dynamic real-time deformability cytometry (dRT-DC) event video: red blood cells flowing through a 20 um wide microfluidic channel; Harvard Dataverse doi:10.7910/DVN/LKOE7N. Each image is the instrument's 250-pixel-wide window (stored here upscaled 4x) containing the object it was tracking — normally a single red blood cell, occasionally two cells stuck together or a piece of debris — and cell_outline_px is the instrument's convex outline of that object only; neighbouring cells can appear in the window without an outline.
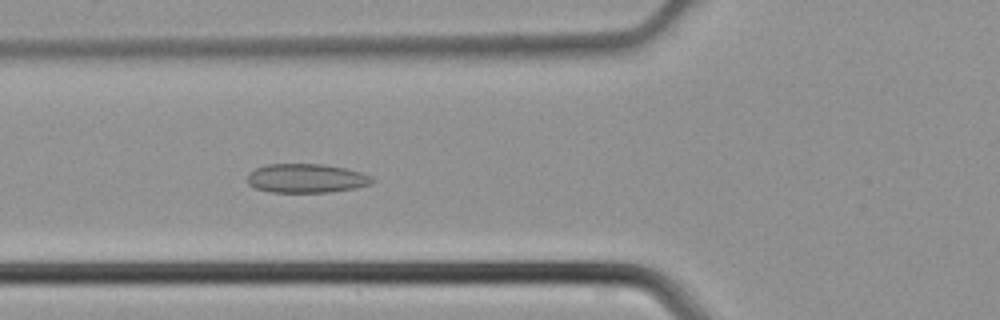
{"species": "common noctule bat (a hibernating species)", "species_latin": "Nyctalus noctula", "temperature_condition": "cold", "stored_images_in_passage": 45, "camera_frame_rate_fps": 3000, "um_per_image_px": 0.085, "animal": {"sex": "male", "body_mass_g": 21.5, "forearm_length_mm": 52.0}, "frame": {"image": 1, "passage_image": 17, "time_ms": 5.333, "image_size_px": [1000, 320], "cell_outline_px": [[376, 180], [368, 184], [356, 188], [328, 192], [272, 192], [256, 188], [248, 184], [248, 172], [256, 168], [268, 164], [324, 164], [344, 168], [360, 172], [372, 176]], "centroid_in_image_um": [26.03, 15.15], "position_along_channel_um": 99.8, "area_um2": 21.04}}
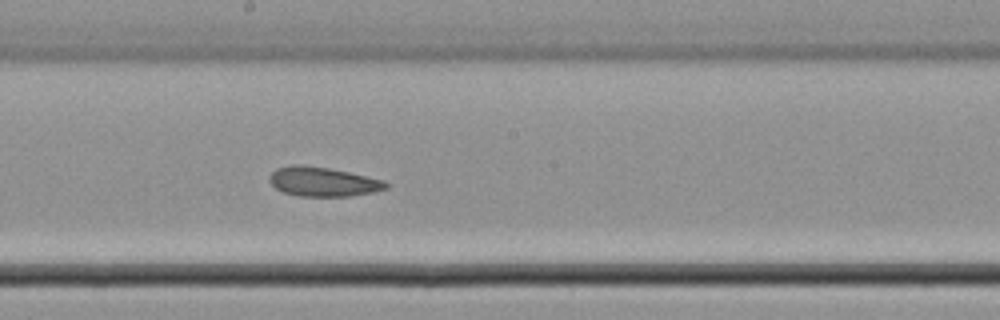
{"frame": {"image": 2, "passage_image": 25, "time_ms": 8.0, "image_size_px": [1000, 320], "cell_outline_px": [[388, 188], [372, 192], [348, 196], [300, 196], [284, 192], [276, 188], [268, 180], [272, 172], [276, 168], [292, 164], [304, 164], [328, 168], [348, 172], [384, 180], [388, 184]], "centroid_in_image_um": [27.43, 15.43], "position_along_channel_um": 220.8, "area_um2": 19.83}}
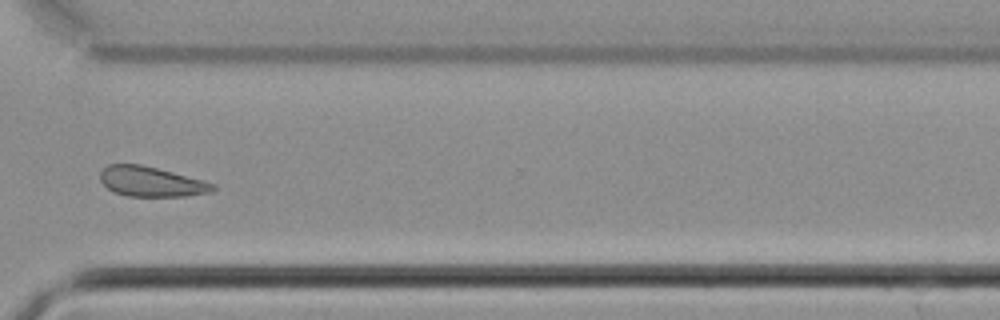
{"frame": {"image": 3, "passage_image": 34, "time_ms": 11.0, "image_size_px": [1000, 320], "cell_outline_px": [[216, 188], [212, 192], [184, 196], [128, 196], [112, 192], [100, 180], [100, 172], [108, 164], [140, 164], [204, 180], [216, 184]], "centroid_in_image_um": [12.86, 15.44], "position_along_channel_um": 357.7, "area_um2": 19.65}}